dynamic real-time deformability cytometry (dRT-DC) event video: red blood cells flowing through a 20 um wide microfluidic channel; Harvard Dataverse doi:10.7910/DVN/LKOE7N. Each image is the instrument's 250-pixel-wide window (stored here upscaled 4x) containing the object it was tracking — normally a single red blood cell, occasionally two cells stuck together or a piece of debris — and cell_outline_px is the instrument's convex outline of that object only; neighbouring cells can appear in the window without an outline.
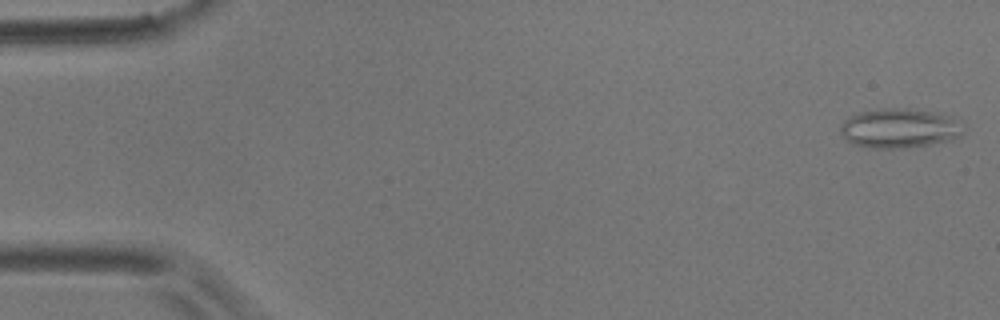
{"species": "common noctule bat (a hibernating species)", "species_latin": "Nyctalus noctula", "temperature_condition": "room temperature", "stored_images_in_passage": 55, "camera_frame_rate_fps": 3000, "um_per_image_px": 0.085, "animal": {"sex": "male", "body_mass_g": 17.9}, "frame": {"image": 1, "passage_image": 1, "time_ms": 0.0, "image_size_px": [1000, 320], "cell_outline_px": [[964, 132], [960, 136], [952, 140], [908, 148], [872, 148], [856, 144], [844, 140], [840, 132], [840, 124], [848, 116], [856, 112], [884, 108], [916, 108], [940, 112], [948, 116]], "centroid_in_image_um": [76.38, 10.89], "position_along_channel_um": 8.6, "area_um2": 28.5}}
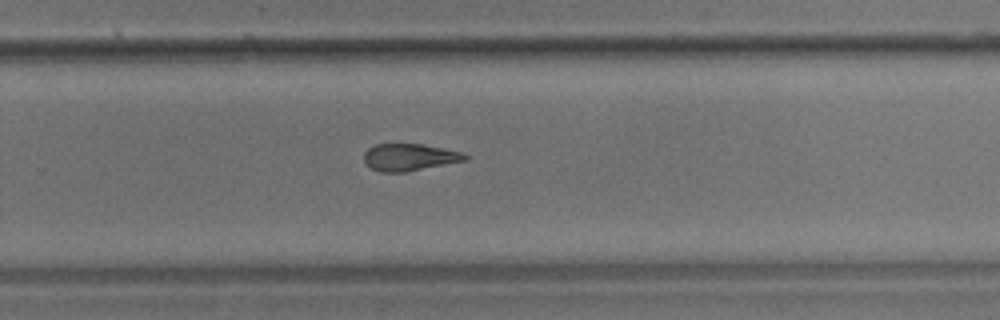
{"frame": {"image": 2, "passage_image": 36, "time_ms": 11.667, "image_size_px": [1000, 320], "cell_outline_px": [[468, 160], [404, 172], [380, 172], [364, 164], [364, 152], [368, 148], [376, 144], [420, 144], [460, 152], [468, 156]], "centroid_in_image_um": [34.75, 13.37], "position_along_channel_um": 295.0, "area_um2": 15.78}}
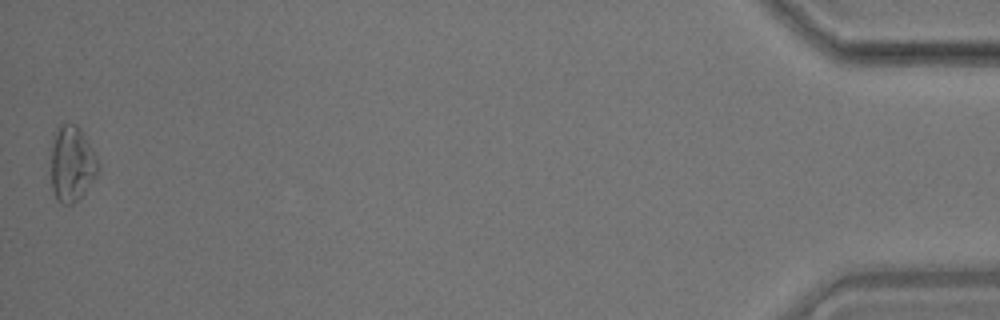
{"frame": {"image": 3, "passage_image": 55, "time_ms": 18.0, "image_size_px": [1000, 320], "cell_outline_px": [[100, 168], [96, 176], [80, 200], [72, 204], [60, 204], [52, 188], [52, 132], [60, 124], [76, 124], [80, 128]], "centroid_in_image_um": [6.09, 13.94], "position_along_channel_um": 429.1, "area_um2": 20.63}, "authors_computed_cell_mechanics": {"area_um2": 17.8602, "velocity_mm_per_s": 3.5759, "shape_relaxation_time_tau1_ms": null, "shape_relaxation_time_tau2_ms": 3.7039, "deformation_change_tau1": null, "deformation_change_tau2": 0.1365}}